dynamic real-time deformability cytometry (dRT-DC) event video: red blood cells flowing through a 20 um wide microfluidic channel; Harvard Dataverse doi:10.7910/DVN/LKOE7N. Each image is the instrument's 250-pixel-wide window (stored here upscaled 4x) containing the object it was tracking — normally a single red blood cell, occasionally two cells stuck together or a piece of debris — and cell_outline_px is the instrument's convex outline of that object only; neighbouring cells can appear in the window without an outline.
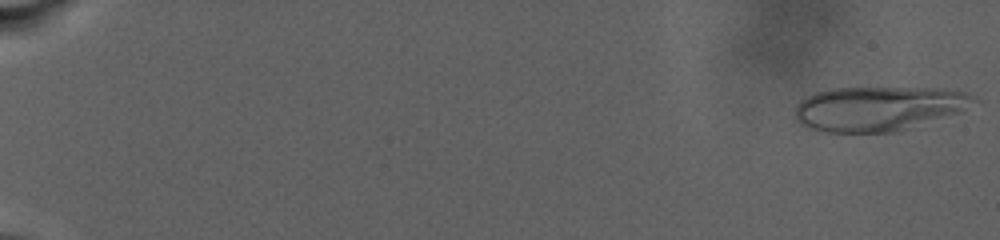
{"species": "human", "species_latin": "Homo sapiens", "temperature_condition": "warm", "stored_images_in_passage": 83, "camera_frame_rate_fps": 3000, "um_per_image_px": 0.085, "donor": {"sex": "male"}, "frame": {"image": 1, "passage_image": 2, "time_ms": 0.333, "image_size_px": [1000, 240], "cell_outline_px": [[968, 96], [960, 112], [896, 132], [824, 132], [800, 124], [796, 120], [796, 104], [800, 100], [816, 92], [832, 88], [928, 88], [964, 92]], "centroid_in_image_um": [74.49, 9.24], "position_along_channel_um": 10.5, "area_um2": 45.2}}
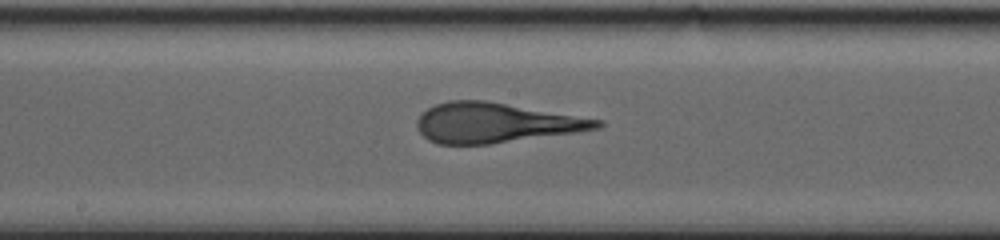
{"frame": {"image": 2, "passage_image": 49, "time_ms": 16.0, "image_size_px": [1000, 240], "cell_outline_px": [[604, 124], [600, 128], [576, 132], [488, 144], [436, 144], [428, 140], [416, 128], [416, 120], [428, 108], [436, 104], [448, 100], [484, 100], [604, 120]], "centroid_in_image_um": [42.1, 10.44], "position_along_channel_um": 206.1, "area_um2": 41.62}}
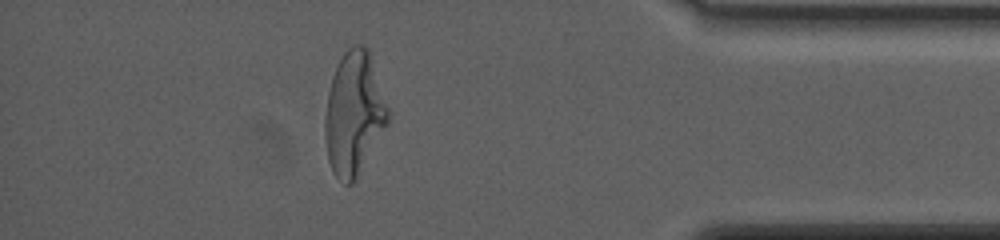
{"frame": {"image": 3, "passage_image": 75, "time_ms": 24.667, "image_size_px": [1000, 240], "cell_outline_px": [[388, 124], [356, 180], [352, 184], [344, 184], [332, 172], [328, 160], [324, 136], [324, 120], [328, 92], [332, 76], [344, 52], [352, 44], [364, 44], [368, 48], [388, 108]], "centroid_in_image_um": [30.07, 9.68], "position_along_channel_um": 405.1, "area_um2": 45.32}}